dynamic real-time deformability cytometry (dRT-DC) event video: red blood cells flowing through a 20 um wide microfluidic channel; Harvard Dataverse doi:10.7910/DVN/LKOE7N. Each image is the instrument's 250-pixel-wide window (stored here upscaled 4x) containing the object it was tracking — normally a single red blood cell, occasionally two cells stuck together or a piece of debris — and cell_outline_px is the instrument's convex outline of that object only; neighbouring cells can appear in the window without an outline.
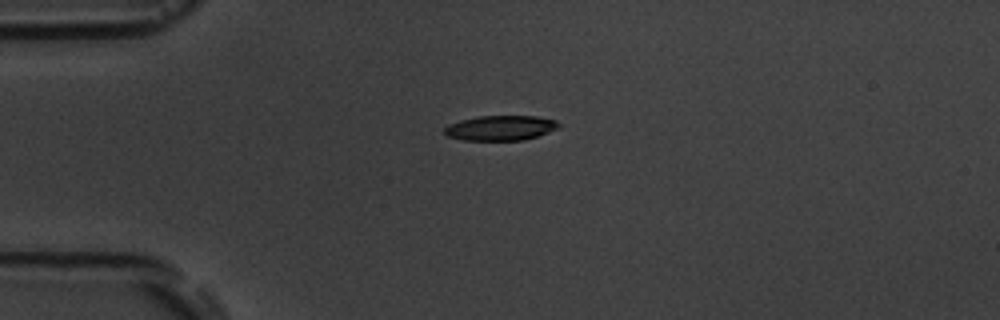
{"species": "common noctule bat (a hibernating species)", "species_latin": "Nyctalus noctula", "temperature_condition": "room temperature", "stored_images_in_passage": 6, "camera_frame_rate_fps": 3000, "um_per_image_px": 0.085, "animal": {"sex": "male", "body_mass_g": 19.5, "forearm_length_mm": 54.6}, "frame": {"image": 1, "passage_image": 1, "time_ms": 0.0, "image_size_px": [1000, 320], "cell_outline_px": [[560, 124], [556, 128], [548, 132], [524, 140], [464, 140], [448, 136], [444, 132], [444, 128], [448, 124], [460, 120], [476, 116], [536, 116], [556, 120]], "centroid_in_image_um": [42.51, 10.87], "position_along_channel_um": 42.5, "area_um2": 16.53}}
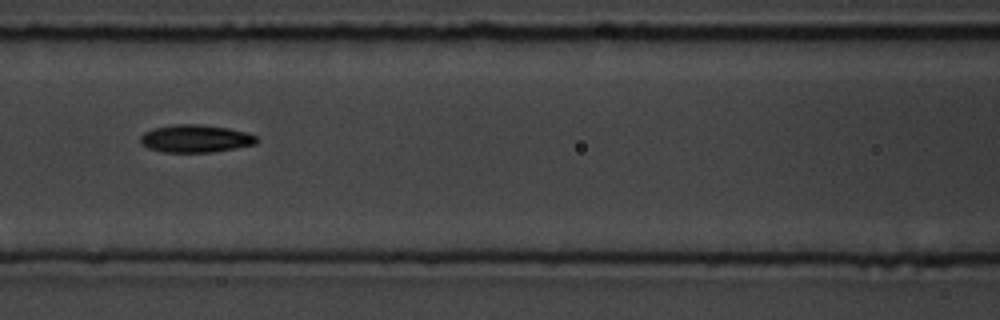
{"frame": {"image": 2, "passage_image": 4, "time_ms": 3.667, "image_size_px": [1000, 320], "cell_outline_px": [[260, 140], [256, 144], [212, 152], [164, 152], [148, 148], [140, 144], [140, 136], [144, 132], [152, 128], [172, 124], [200, 124], [228, 128], [248, 132], [256, 136]], "centroid_in_image_um": [16.61, 11.77], "position_along_channel_um": 150.0, "area_um2": 18.96}}
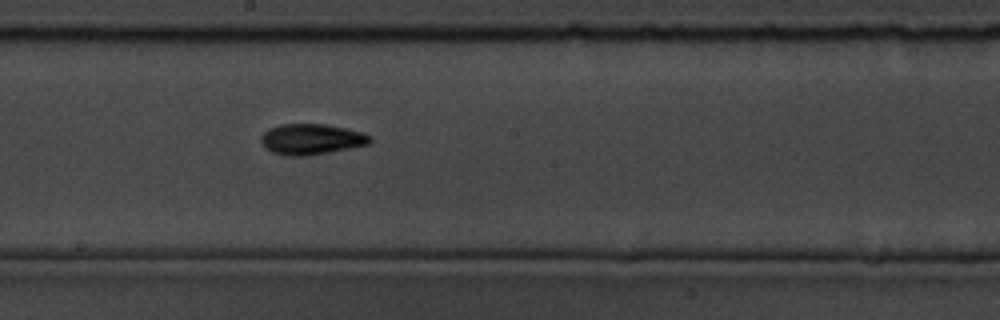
{"frame": {"image": 3, "passage_image": 6, "time_ms": 5.667, "image_size_px": [1000, 320], "cell_outline_px": [[372, 140], [368, 144], [308, 156], [284, 156], [272, 152], [264, 148], [260, 140], [260, 136], [268, 128], [280, 124], [324, 124], [364, 132], [372, 136]], "centroid_in_image_um": [26.42, 11.83], "position_along_channel_um": 221.8, "area_um2": 19.65}}